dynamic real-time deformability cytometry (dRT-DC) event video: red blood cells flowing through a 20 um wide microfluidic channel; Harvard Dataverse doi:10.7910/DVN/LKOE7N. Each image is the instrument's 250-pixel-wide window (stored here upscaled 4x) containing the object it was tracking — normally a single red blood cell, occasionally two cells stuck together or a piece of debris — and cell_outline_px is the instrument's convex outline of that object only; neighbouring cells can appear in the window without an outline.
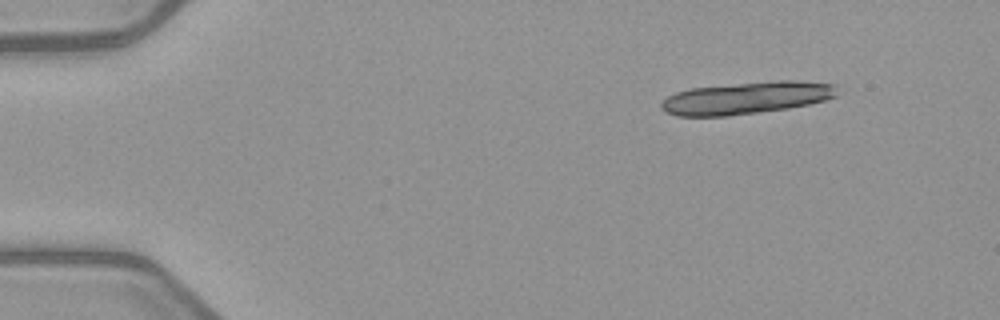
{"species": "common noctule bat (a hibernating species)", "species_latin": "Nyctalus noctula", "temperature_condition": "warm", "stored_images_in_passage": 5, "camera_frame_rate_fps": 3000, "um_per_image_px": 0.085, "animal": {"sex": "female", "body_mass_g": 21.9}, "frame": {"image": 1, "passage_image": 1, "time_ms": 0.0, "image_size_px": [1000, 320], "cell_outline_px": [[836, 96], [824, 100], [808, 104], [788, 108], [728, 116], [676, 116], [664, 112], [660, 108], [660, 104], [668, 96], [676, 92], [692, 88], [776, 80], [792, 80], [836, 84]], "centroid_in_image_um": [63.42, 8.33], "position_along_channel_um": 21.6, "area_um2": 32.89}}
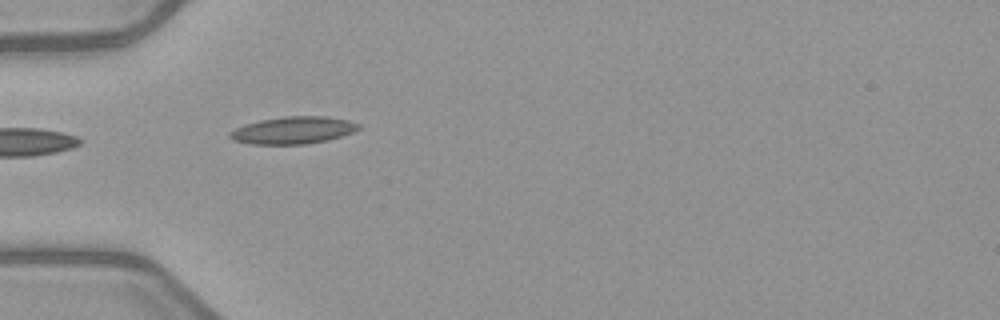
{"frame": {"image": 2, "passage_image": 4, "time_ms": 3.667, "image_size_px": [1000, 320], "cell_outline_px": [[360, 128], [352, 132], [328, 140], [304, 144], [252, 144], [232, 140], [228, 136], [228, 132], [244, 124], [260, 120], [284, 116], [324, 116], [348, 120], [360, 124]], "centroid_in_image_um": [24.88, 11.07], "position_along_channel_um": 60.1, "area_um2": 20.4}}
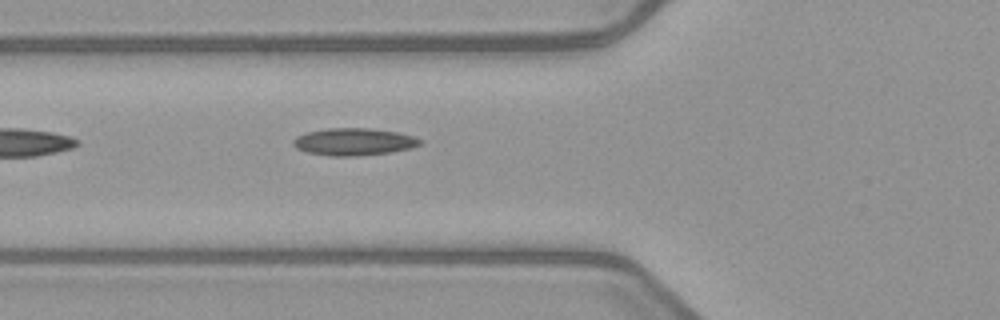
{"frame": {"image": 3, "passage_image": 5, "time_ms": 4.667, "image_size_px": [1000, 320], "cell_outline_px": [[424, 144], [412, 148], [388, 152], [356, 156], [328, 156], [308, 152], [296, 148], [292, 144], [292, 140], [296, 136], [304, 132], [328, 128], [368, 128], [396, 132], [412, 136], [424, 140]], "centroid_in_image_um": [30.06, 12.05], "position_along_channel_um": 95.7, "area_um2": 20.29}}